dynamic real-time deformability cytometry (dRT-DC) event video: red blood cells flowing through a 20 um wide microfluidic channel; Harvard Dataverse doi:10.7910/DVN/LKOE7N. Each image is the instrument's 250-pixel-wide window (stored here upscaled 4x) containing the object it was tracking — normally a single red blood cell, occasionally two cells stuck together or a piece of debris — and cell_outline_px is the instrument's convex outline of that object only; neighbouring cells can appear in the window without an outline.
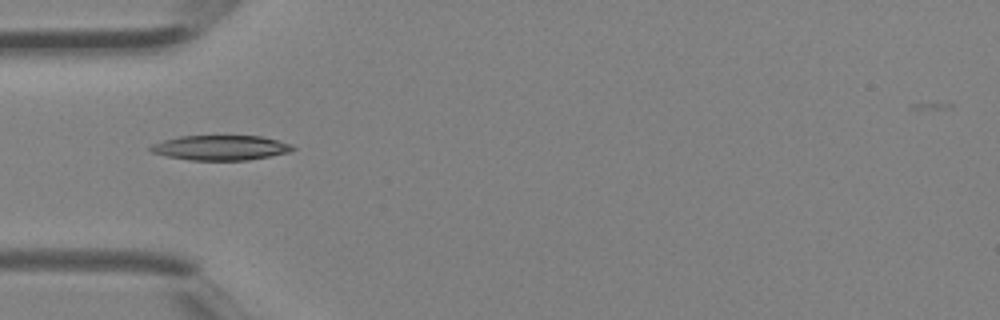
{"species": "Egyptian fruit bat (a non-hibernating species)", "species_latin": "Rousettus aegyptiacus", "temperature_condition": "room temperature", "stored_images_in_passage": 3, "camera_frame_rate_fps": 3000, "um_per_image_px": 0.085, "animal": {"sex": "female"}, "frame": {"image": 1, "passage_image": 3, "time_ms": 0.667, "image_size_px": [1000, 320], "cell_outline_px": [[296, 148], [288, 152], [248, 160], [188, 160], [164, 156], [148, 152], [148, 148], [152, 144], [164, 140], [180, 136], [260, 136], [292, 144]], "centroid_in_image_um": [18.68, 12.56], "position_along_channel_um": 66.3, "area_um2": 20.63}}